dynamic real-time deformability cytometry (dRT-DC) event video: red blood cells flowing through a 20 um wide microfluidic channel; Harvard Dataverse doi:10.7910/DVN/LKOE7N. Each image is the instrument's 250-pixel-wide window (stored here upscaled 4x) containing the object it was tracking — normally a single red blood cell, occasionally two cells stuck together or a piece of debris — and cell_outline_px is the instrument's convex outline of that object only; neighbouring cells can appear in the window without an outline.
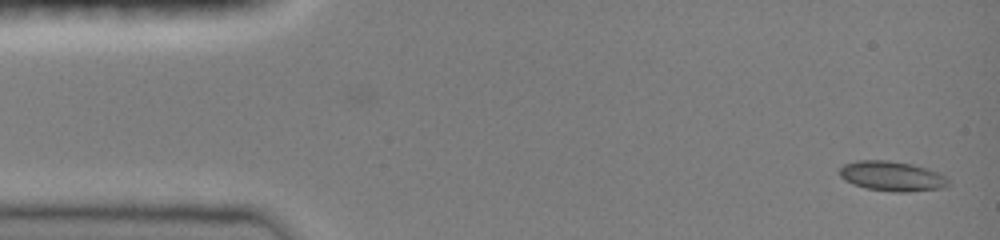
{"species": "common noctule bat (a hibernating species)", "species_latin": "Nyctalus noctula", "temperature_condition": "room temperature", "stored_images_in_passage": 46, "camera_frame_rate_fps": 3000, "um_per_image_px": 0.085, "animal": {"sex": "female", "body_mass_g": 19.0, "forearm_length_mm": 51.5}, "frame": {"image": 1, "passage_image": 1, "time_ms": 0.0, "image_size_px": [1000, 240], "cell_outline_px": [[948, 184], [940, 188], [904, 192], [896, 192], [868, 188], [852, 184], [844, 180], [840, 176], [840, 168], [844, 164], [856, 160], [888, 160], [912, 164], [924, 168], [944, 176], [948, 180]], "centroid_in_image_um": [75.74, 14.96], "position_along_channel_um": 9.3, "area_um2": 18.55}}
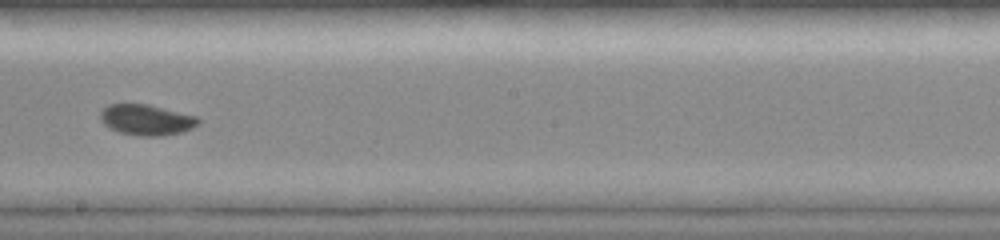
{"frame": {"image": 2, "passage_image": 26, "time_ms": 8.333, "image_size_px": [1000, 240], "cell_outline_px": [[200, 124], [184, 132], [160, 136], [140, 136], [120, 132], [108, 128], [100, 120], [100, 112], [108, 104], [148, 104], [196, 116], [200, 120]], "centroid_in_image_um": [12.45, 10.19], "position_along_channel_um": 235.7, "area_um2": 17.63}}
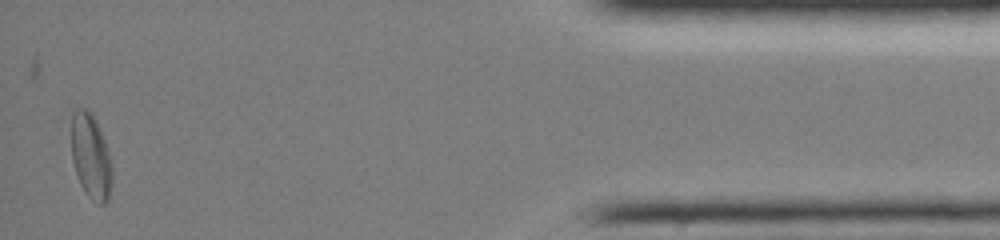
{"frame": {"image": 3, "passage_image": 45, "time_ms": 14.667, "image_size_px": [1000, 240], "cell_outline_px": [[112, 188], [108, 200], [104, 204], [100, 204], [92, 200], [84, 192], [80, 184], [72, 160], [72, 112], [76, 108], [88, 108], [92, 112], [100, 128], [108, 152], [112, 168]], "centroid_in_image_um": [7.73, 13.29], "position_along_channel_um": 427.5, "area_um2": 20.35}, "authors_computed_cell_mechanics": {"area_um2": 17.4845, "velocity_mm_per_s": 4.0571, "shape_relaxation_time_tau1_ms": null, "shape_relaxation_time_tau2_ms": 2.109, "deformation_change_tau1": null, "deformation_change_tau2": 0.0336}}